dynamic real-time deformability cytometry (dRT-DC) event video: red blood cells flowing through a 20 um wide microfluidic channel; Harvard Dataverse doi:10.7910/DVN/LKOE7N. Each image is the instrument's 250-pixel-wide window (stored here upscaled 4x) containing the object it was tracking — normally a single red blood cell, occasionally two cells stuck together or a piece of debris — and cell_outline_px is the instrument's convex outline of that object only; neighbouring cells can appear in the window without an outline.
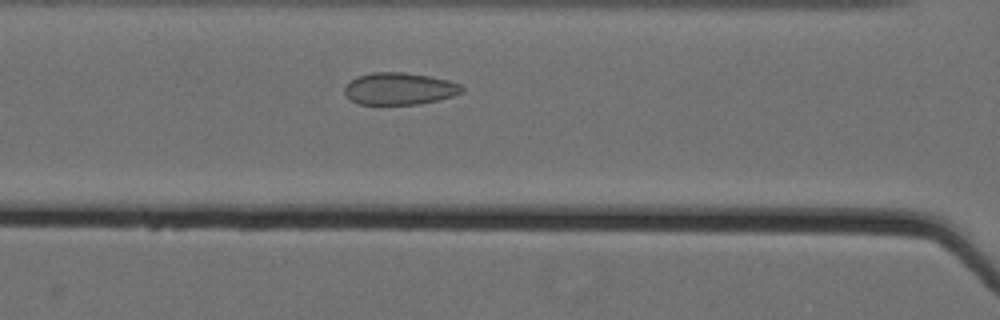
{"species": "Egyptian fruit bat (a non-hibernating species)", "species_latin": "Rousettus aegyptiacus", "temperature_condition": "cold", "stored_images_in_passage": 32, "camera_frame_rate_fps": 3000, "um_per_image_px": 0.085, "animal": {"sex": "female"}, "frame": {"image": 1, "passage_image": 7, "time_ms": 2.0, "image_size_px": [1000, 320], "cell_outline_px": [[464, 92], [452, 96], [436, 100], [416, 104], [356, 104], [344, 92], [344, 88], [356, 76], [372, 72], [404, 72], [428, 76], [448, 80], [460, 84], [464, 88]], "centroid_in_image_um": [33.95, 7.53], "position_along_channel_um": 132.6, "area_um2": 21.79}}
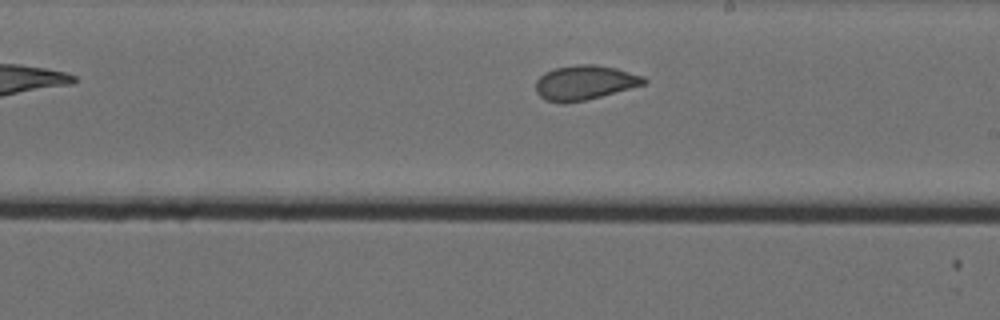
{"frame": {"image": 2, "passage_image": 16, "time_ms": 5.0, "image_size_px": [1000, 320], "cell_outline_px": [[648, 80], [644, 84], [600, 96], [584, 100], [564, 104], [544, 100], [536, 92], [536, 80], [544, 72], [556, 68], [580, 64], [596, 64], [616, 68], [644, 76]], "centroid_in_image_um": [49.67, 7.02], "position_along_channel_um": 239.3, "area_um2": 21.68}}
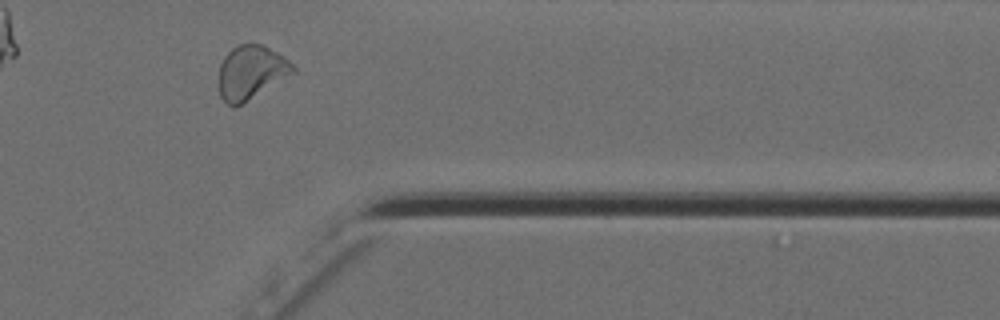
{"frame": {"image": 3, "passage_image": 29, "time_ms": 9.333, "image_size_px": [1000, 320], "cell_outline_px": [[296, 72], [240, 104], [232, 108], [220, 96], [220, 64], [224, 56], [236, 44], [264, 44], [284, 56], [296, 68]], "centroid_in_image_um": [21.35, 6.11], "position_along_channel_um": 390.0, "area_um2": 23.0}, "authors_computed_cell_mechanics": {"area_um2": 21.7906, "velocity_mm_per_s": 3.5472, "shape_relaxation_time_tau1_ms": 11.3553, "shape_relaxation_time_tau2_ms": 0.9169, "deformation_change_tau1": 0.1411, "deformation_change_tau2": 0.0605}}